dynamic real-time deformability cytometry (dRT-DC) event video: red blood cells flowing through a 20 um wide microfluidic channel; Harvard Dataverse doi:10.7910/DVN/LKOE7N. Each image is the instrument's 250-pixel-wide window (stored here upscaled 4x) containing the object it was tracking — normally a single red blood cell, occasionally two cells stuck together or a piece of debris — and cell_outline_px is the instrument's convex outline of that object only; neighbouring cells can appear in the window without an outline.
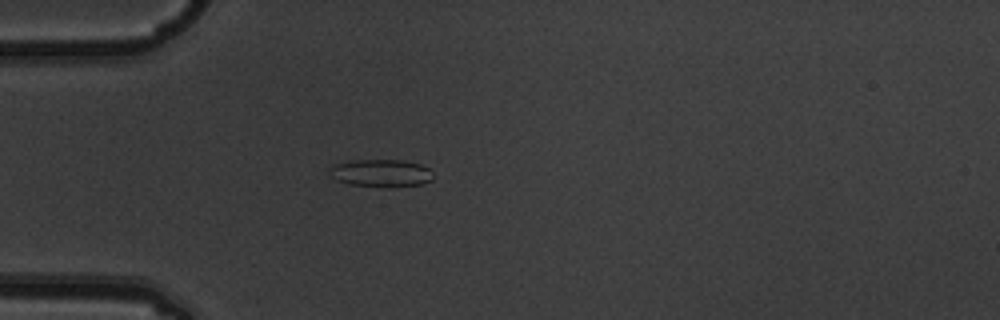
{"species": "common noctule bat (a hibernating species)", "species_latin": "Nyctalus noctula", "temperature_condition": "warm", "stored_images_in_passage": 4, "camera_frame_rate_fps": 3000, "um_per_image_px": 0.085, "animal": {"sex": "male", "body_mass_g": 19.5, "forearm_length_mm": 54.6}, "frame": {"image": 1, "passage_image": 4, "time_ms": 1.0, "image_size_px": [1000, 320], "cell_outline_px": [[432, 180], [424, 184], [388, 188], [352, 184], [336, 180], [328, 176], [328, 172], [336, 164], [356, 160], [404, 160], [420, 164], [428, 168], [432, 172]], "centroid_in_image_um": [32.42, 14.73], "position_along_channel_um": 52.6, "area_um2": 16.76}}